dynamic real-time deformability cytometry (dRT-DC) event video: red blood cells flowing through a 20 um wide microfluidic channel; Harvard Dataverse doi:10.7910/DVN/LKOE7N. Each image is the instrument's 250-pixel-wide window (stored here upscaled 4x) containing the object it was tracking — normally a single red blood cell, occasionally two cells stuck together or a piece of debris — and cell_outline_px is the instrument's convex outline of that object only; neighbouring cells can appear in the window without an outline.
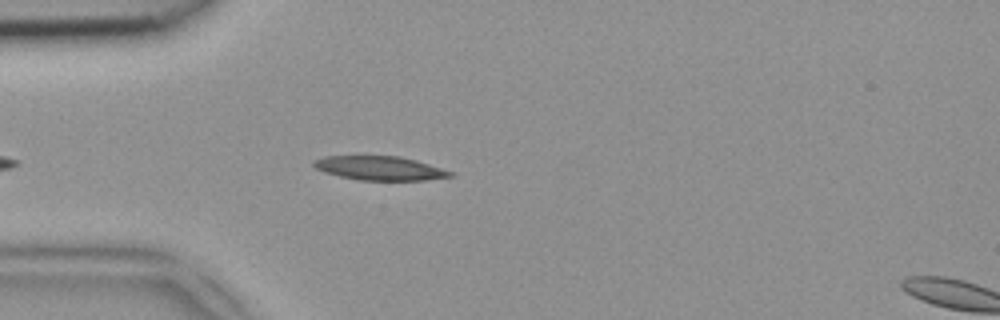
{"species": "common noctule bat (a hibernating species)", "species_latin": "Nyctalus noctula", "temperature_condition": "room temperature", "stored_images_in_passage": 35, "camera_frame_rate_fps": 3000, "um_per_image_px": 0.085, "animal": {"sex": "female", "body_mass_g": 18.4}, "frame": {"image": 1, "passage_image": 2, "time_ms": 0.333, "image_size_px": [1000, 320], "cell_outline_px": [[456, 172], [452, 176], [424, 180], [360, 180], [340, 176], [324, 172], [316, 168], [312, 164], [312, 160], [324, 156], [400, 156], [416, 160]], "centroid_in_image_um": [32.29, 14.29], "position_along_channel_um": 52.7, "area_um2": 19.13}}
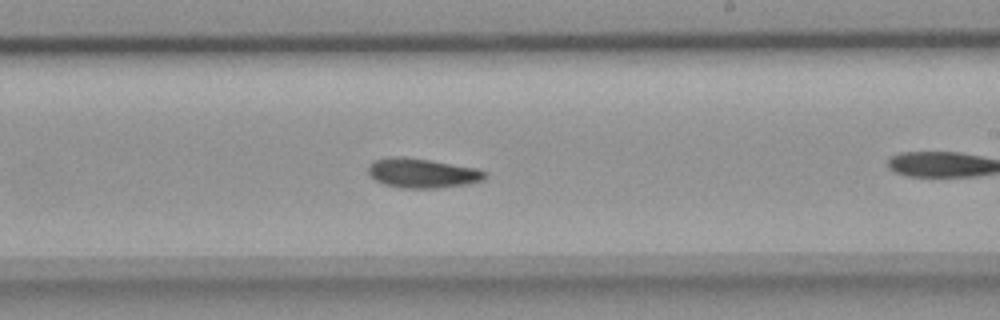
{"frame": {"image": 2, "passage_image": 14, "time_ms": 4.333, "image_size_px": [1000, 320], "cell_outline_px": [[488, 176], [484, 180], [464, 184], [436, 188], [400, 188], [384, 184], [376, 180], [368, 172], [368, 164], [372, 160], [388, 156], [404, 156], [432, 160], [476, 168], [484, 172]], "centroid_in_image_um": [35.84, 14.69], "position_along_channel_um": 253.2, "area_um2": 20.23}}
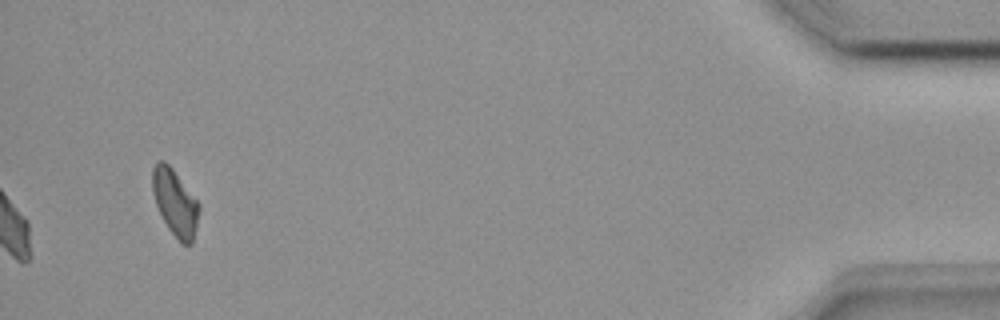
{"frame": {"image": 3, "passage_image": 35, "time_ms": 11.333, "image_size_px": [1000, 320], "cell_outline_px": [[200, 208], [192, 244], [180, 244], [168, 228], [156, 204], [152, 192], [152, 168], [156, 160], [164, 160], [172, 168], [200, 204]], "centroid_in_image_um": [14.87, 17.21], "position_along_channel_um": 420.3, "area_um2": 18.03}}